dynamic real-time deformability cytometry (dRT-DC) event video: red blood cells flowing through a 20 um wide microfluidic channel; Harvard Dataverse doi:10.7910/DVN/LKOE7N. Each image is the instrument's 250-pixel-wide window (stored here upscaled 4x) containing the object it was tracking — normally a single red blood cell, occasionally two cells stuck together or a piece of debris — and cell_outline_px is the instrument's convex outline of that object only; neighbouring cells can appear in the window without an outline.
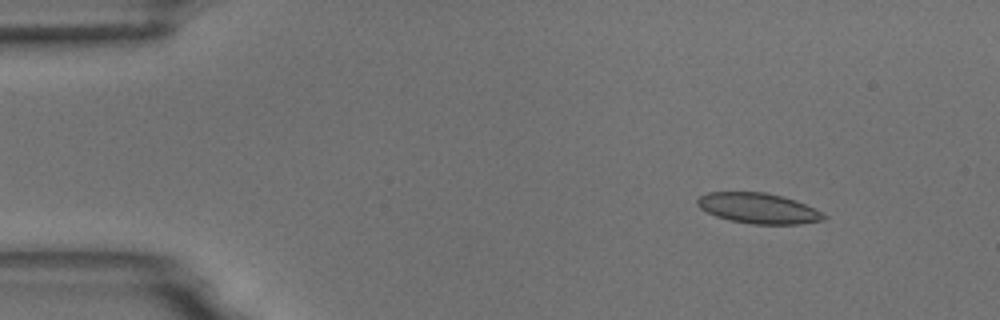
{"species": "common noctule bat (a hibernating species)", "species_latin": "Nyctalus noctula", "temperature_condition": "room temperature", "stored_images_in_passage": 6, "camera_frame_rate_fps": 3000, "um_per_image_px": 0.085, "animal": {"sex": "male", "body_mass_g": 18.8}, "frame": {"image": 1, "passage_image": 2, "time_ms": 1.333, "image_size_px": [1000, 320], "cell_outline_px": [[828, 216], [824, 220], [800, 224], [752, 224], [732, 220], [716, 216], [700, 208], [696, 204], [696, 200], [700, 196], [708, 192], [764, 192], [796, 200], [824, 212]], "centroid_in_image_um": [64.49, 17.7], "position_along_channel_um": 20.5, "area_um2": 22.43}}
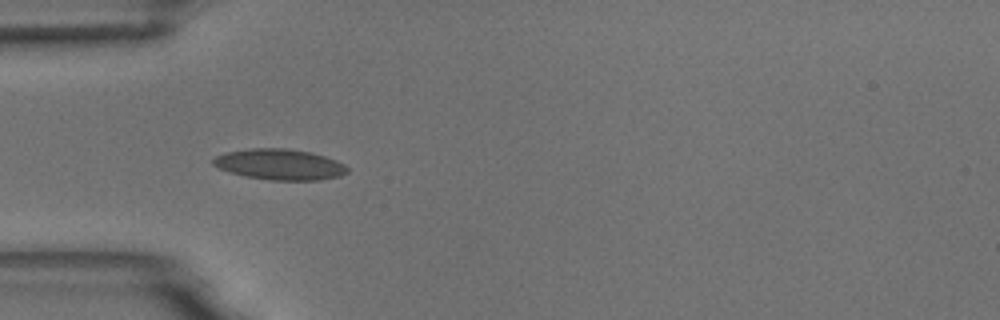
{"frame": {"image": 2, "passage_image": 5, "time_ms": 4.667, "image_size_px": [1000, 320], "cell_outline_px": [[348, 172], [340, 176], [320, 180], [268, 180], [244, 176], [220, 168], [212, 164], [212, 160], [216, 156], [224, 152], [252, 148], [284, 148], [312, 152], [336, 160], [344, 164], [348, 168]], "centroid_in_image_um": [23.79, 13.97], "position_along_channel_um": 61.2, "area_um2": 24.1}}